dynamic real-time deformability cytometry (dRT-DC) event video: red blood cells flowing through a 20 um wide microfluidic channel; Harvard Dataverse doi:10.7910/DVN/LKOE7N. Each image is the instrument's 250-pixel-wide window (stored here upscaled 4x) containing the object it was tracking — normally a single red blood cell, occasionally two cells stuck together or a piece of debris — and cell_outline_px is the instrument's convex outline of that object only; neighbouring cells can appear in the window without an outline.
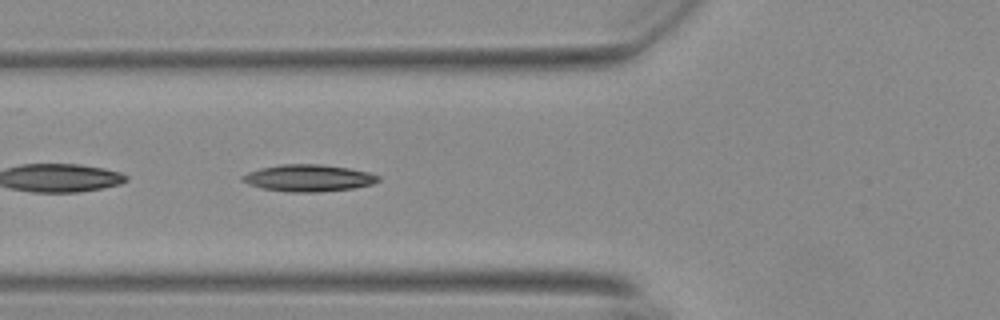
{"species": "Egyptian fruit bat (a non-hibernating species)", "species_latin": "Rousettus aegyptiacus", "temperature_condition": "warm", "stored_images_in_passage": 41, "camera_frame_rate_fps": 3000, "um_per_image_px": 0.085, "animal": {"sex": "female"}, "frame": {"image": 1, "passage_image": 7, "time_ms": 2.0, "image_size_px": [1000, 320], "cell_outline_px": [[380, 180], [372, 184], [352, 188], [316, 192], [288, 192], [264, 188], [248, 184], [240, 180], [240, 176], [248, 172], [260, 168], [280, 164], [320, 164], [348, 168], [368, 172], [380, 176]], "centroid_in_image_um": [26.19, 15.12], "position_along_channel_um": 99.6, "area_um2": 21.21}}
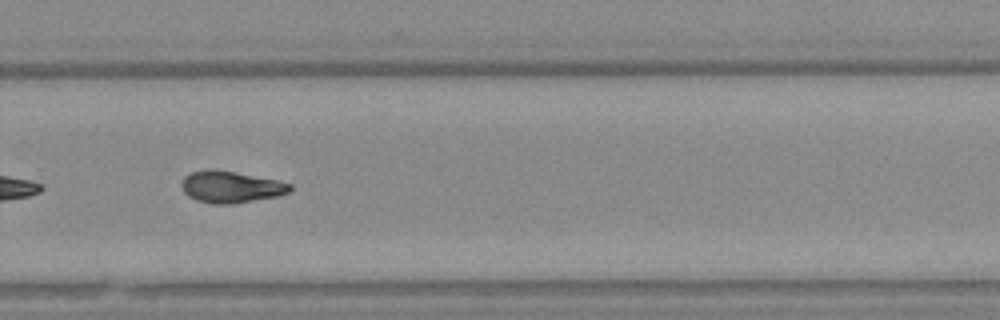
{"frame": {"image": 2, "passage_image": 24, "time_ms": 7.667, "image_size_px": [1000, 320], "cell_outline_px": [[292, 188], [288, 192], [280, 196], [232, 204], [212, 204], [196, 200], [188, 196], [184, 192], [180, 184], [184, 176], [192, 172], [204, 168], [216, 168], [276, 180], [292, 184]], "centroid_in_image_um": [19.59, 15.88], "position_along_channel_um": 310.2, "area_um2": 20.35}}
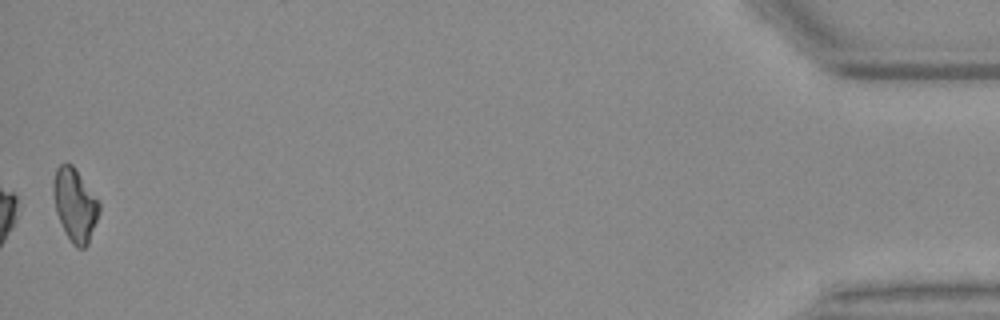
{"frame": {"image": 3, "passage_image": 41, "time_ms": 13.333, "image_size_px": [1000, 320], "cell_outline_px": [[100, 212], [88, 244], [84, 248], [76, 248], [72, 244], [56, 212], [52, 192], [52, 184], [56, 168], [60, 164], [72, 164], [100, 200]], "centroid_in_image_um": [6.39, 17.39], "position_along_channel_um": 428.8, "area_um2": 19.59}}